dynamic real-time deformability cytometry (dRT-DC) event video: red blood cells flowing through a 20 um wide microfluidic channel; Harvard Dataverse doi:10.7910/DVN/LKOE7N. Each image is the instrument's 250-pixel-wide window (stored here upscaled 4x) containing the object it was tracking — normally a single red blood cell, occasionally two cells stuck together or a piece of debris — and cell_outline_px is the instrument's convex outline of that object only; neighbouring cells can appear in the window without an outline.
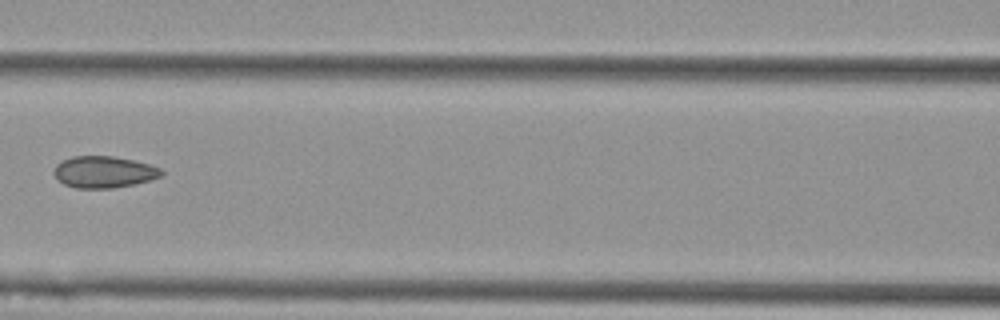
{"species": "Egyptian fruit bat (a non-hibernating species)", "species_latin": "Rousettus aegyptiacus", "temperature_condition": "cold", "stored_images_in_passage": 9, "camera_frame_rate_fps": 3000, "um_per_image_px": 0.085, "animal": {"sex": "female"}, "frame": {"image": 1, "passage_image": 6, "time_ms": 1.667, "image_size_px": [1000, 320], "cell_outline_px": [[164, 172], [160, 176], [152, 180], [136, 184], [112, 188], [76, 188], [64, 184], [52, 172], [56, 164], [72, 156], [112, 156], [152, 164], [160, 168]], "centroid_in_image_um": [8.86, 14.62], "position_along_channel_um": 157.7, "area_um2": 19.88}}
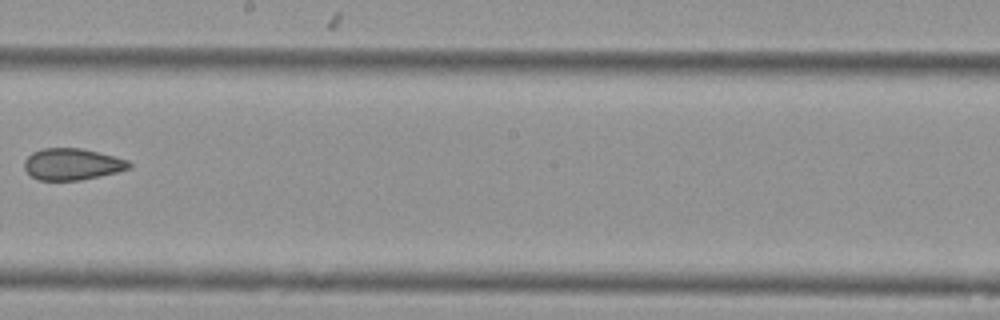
{"frame": {"image": 2, "passage_image": 8, "time_ms": 2.333, "image_size_px": [1000, 320], "cell_outline_px": [[132, 168], [100, 176], [80, 180], [36, 180], [24, 168], [24, 160], [32, 152], [44, 148], [80, 148], [128, 160], [132, 164]], "centroid_in_image_um": [6.12, 13.96], "position_along_channel_um": 242.1, "area_um2": 19.19}}
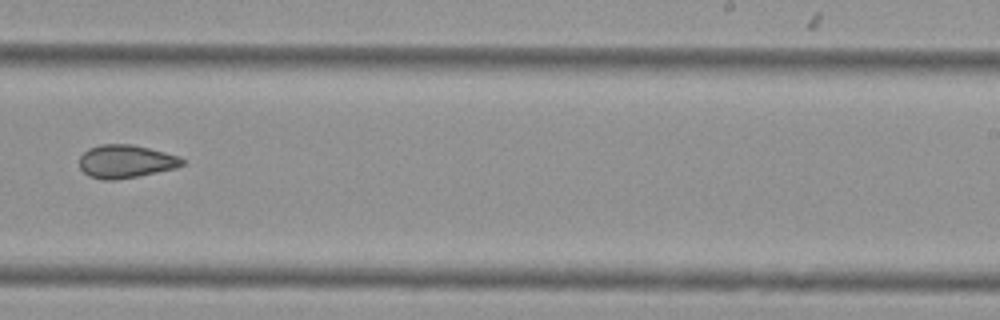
{"frame": {"image": 3, "passage_image": 9, "time_ms": 2.667, "image_size_px": [1000, 320], "cell_outline_px": [[184, 164], [176, 168], [140, 176], [116, 180], [104, 180], [88, 176], [80, 168], [80, 156], [88, 148], [100, 144], [132, 144], [180, 156], [184, 160]], "centroid_in_image_um": [10.69, 13.73], "position_along_channel_um": 278.3, "area_um2": 20.0}}